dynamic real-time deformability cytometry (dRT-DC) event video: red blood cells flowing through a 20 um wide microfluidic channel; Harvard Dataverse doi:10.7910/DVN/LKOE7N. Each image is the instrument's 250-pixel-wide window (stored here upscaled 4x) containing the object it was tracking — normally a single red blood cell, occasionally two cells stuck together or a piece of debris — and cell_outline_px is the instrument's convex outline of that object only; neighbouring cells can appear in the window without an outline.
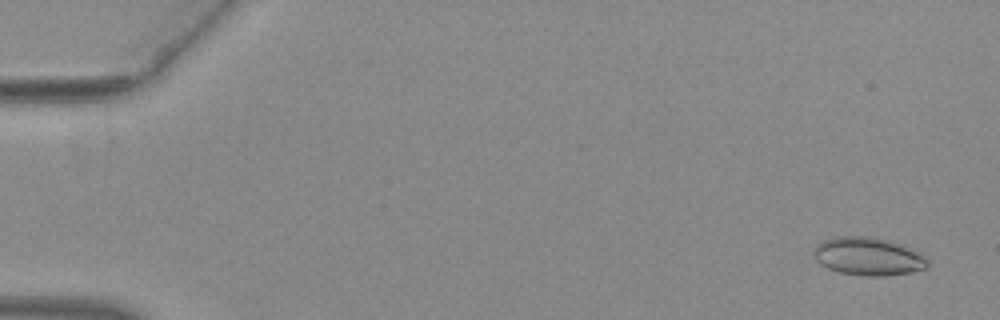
{"species": "common noctule bat (a hibernating species)", "species_latin": "Nyctalus noctula", "temperature_condition": "warm", "stored_images_in_passage": 53, "camera_frame_rate_fps": 3000, "um_per_image_px": 0.085, "animal": {"sex": "female", "body_mass_g": 29.2, "forearm_length_mm": 56.3}, "frame": {"image": 1, "passage_image": 3, "time_ms": 0.667, "image_size_px": [1000, 320], "cell_outline_px": [[928, 264], [924, 268], [912, 272], [884, 276], [860, 276], [840, 272], [828, 268], [820, 264], [816, 260], [812, 252], [824, 240], [832, 236], [876, 236], [904, 244], [920, 252], [928, 260]], "centroid_in_image_um": [73.82, 21.78], "position_along_channel_um": 11.2, "area_um2": 25.61}}
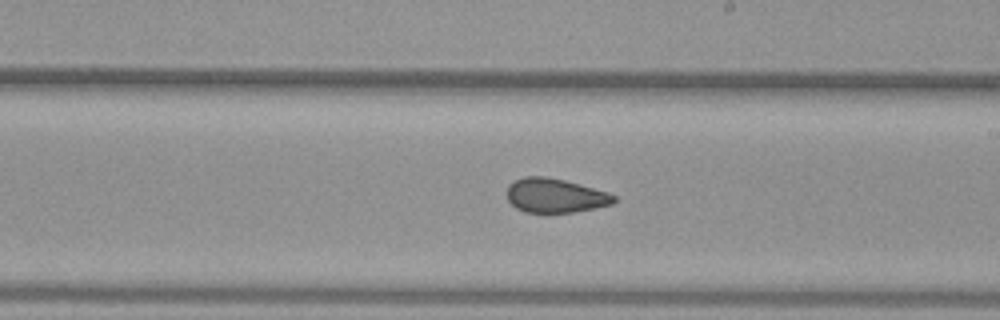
{"frame": {"image": 2, "passage_image": 32, "time_ms": 10.333, "image_size_px": [1000, 320], "cell_outline_px": [[616, 200], [612, 204], [572, 212], [524, 212], [516, 208], [508, 200], [508, 184], [524, 176], [544, 176], [564, 180], [580, 184], [608, 192], [616, 196]], "centroid_in_image_um": [47.18, 16.61], "position_along_channel_um": 241.8, "area_um2": 21.15}}
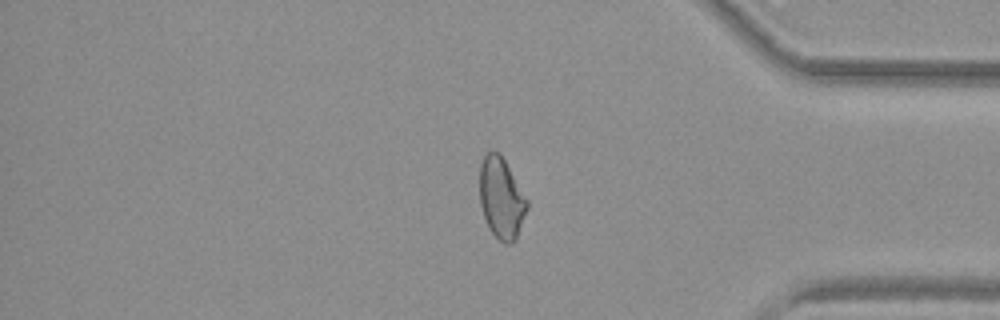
{"frame": {"image": 3, "passage_image": 45, "time_ms": 14.667, "image_size_px": [1000, 320], "cell_outline_px": [[528, 208], [516, 240], [512, 244], [504, 244], [488, 228], [480, 204], [480, 164], [484, 156], [488, 152], [500, 152], [528, 200]], "centroid_in_image_um": [42.63, 16.86], "position_along_channel_um": 392.6, "area_um2": 22.43}, "authors_computed_cell_mechanics": {"area_um2": 22.9466, "velocity_mm_per_s": 3.9687, "shape_relaxation_time_tau1_ms": null, "shape_relaxation_time_tau2_ms": 1.2218, "deformation_change_tau1": null, "deformation_change_tau2": 0.0631}}